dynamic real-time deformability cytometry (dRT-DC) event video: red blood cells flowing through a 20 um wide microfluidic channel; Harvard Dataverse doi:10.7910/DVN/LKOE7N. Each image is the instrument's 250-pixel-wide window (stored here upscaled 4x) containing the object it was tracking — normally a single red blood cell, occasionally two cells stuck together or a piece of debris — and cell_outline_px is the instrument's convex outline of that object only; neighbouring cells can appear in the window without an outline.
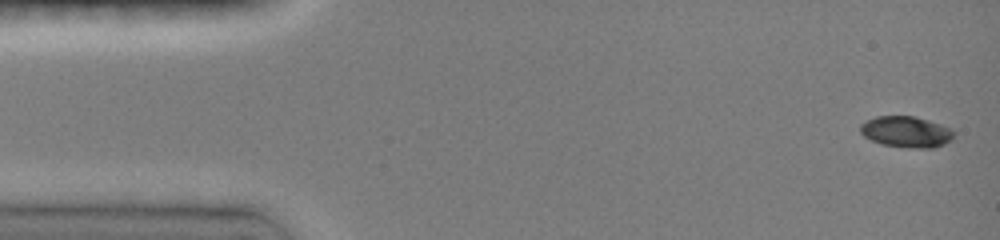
{"species": "common noctule bat (a hibernating species)", "species_latin": "Nyctalus noctula", "temperature_condition": "room temperature", "stored_images_in_passage": 5, "camera_frame_rate_fps": 3000, "um_per_image_px": 0.085, "animal": {"sex": "female", "body_mass_g": 19.0, "forearm_length_mm": 51.5}, "frame": {"image": 1, "passage_image": 1, "time_ms": 0.0, "image_size_px": [1000, 240], "cell_outline_px": [[952, 136], [944, 144], [932, 148], [920, 148], [884, 144], [872, 140], [864, 136], [860, 132], [860, 124], [876, 116], [916, 116], [940, 124], [948, 128], [952, 132]], "centroid_in_image_um": [76.99, 11.18], "position_along_channel_um": 8.0, "area_um2": 16.47}}
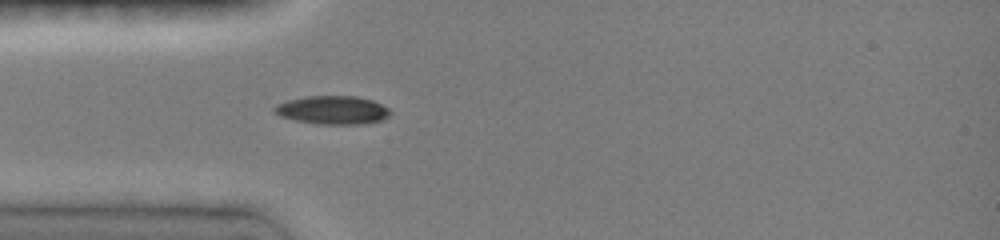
{"frame": {"image": 2, "passage_image": 5, "time_ms": 1.333, "image_size_px": [1000, 240], "cell_outline_px": [[392, 112], [388, 116], [380, 120], [364, 124], [316, 124], [296, 120], [280, 116], [272, 112], [272, 108], [276, 104], [288, 100], [308, 96], [356, 96], [372, 100], [388, 108]], "centroid_in_image_um": [28.24, 9.35], "position_along_channel_um": 56.8, "area_um2": 19.19}}